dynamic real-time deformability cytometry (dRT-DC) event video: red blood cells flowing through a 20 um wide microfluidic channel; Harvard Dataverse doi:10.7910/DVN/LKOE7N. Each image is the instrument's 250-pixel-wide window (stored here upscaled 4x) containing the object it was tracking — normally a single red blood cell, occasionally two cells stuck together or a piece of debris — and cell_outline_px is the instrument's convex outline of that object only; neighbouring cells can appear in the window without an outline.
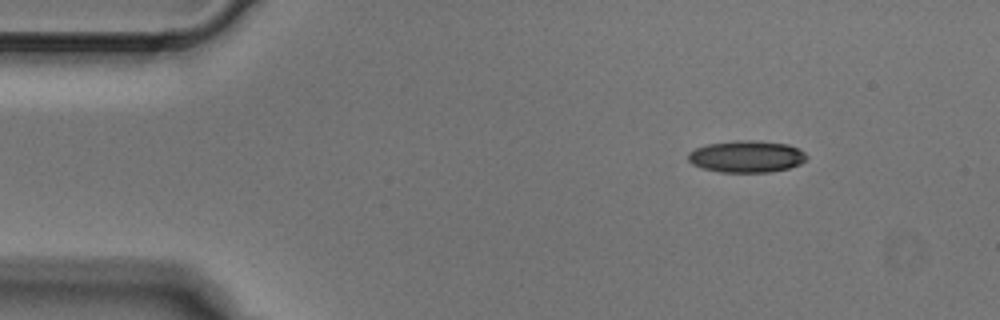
{"species": "Egyptian fruit bat (a non-hibernating species)", "species_latin": "Rousettus aegyptiacus", "temperature_condition": "cold", "stored_images_in_passage": 3, "camera_frame_rate_fps": 3000, "um_per_image_px": 0.085, "animal": {"sex": "male"}, "frame": {"image": 1, "passage_image": 1, "time_ms": 0.0, "image_size_px": [1000, 320], "cell_outline_px": [[808, 156], [800, 164], [788, 168], [768, 172], [720, 172], [704, 168], [692, 164], [688, 160], [688, 152], [696, 148], [708, 144], [736, 140], [752, 140], [788, 144], [804, 152]], "centroid_in_image_um": [63.44, 13.3], "position_along_channel_um": 21.6, "area_um2": 21.85}}
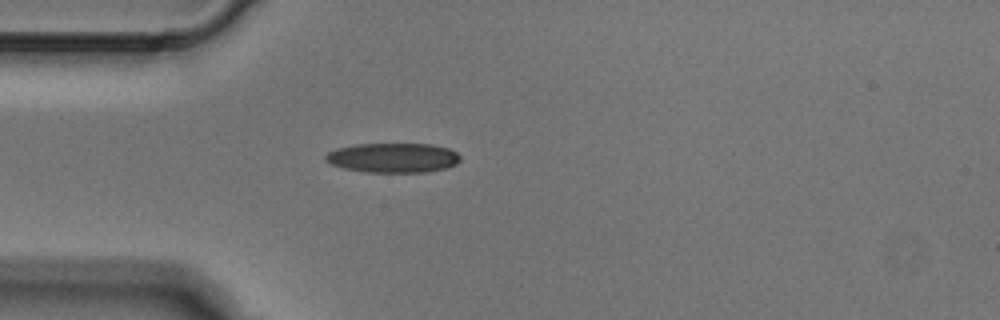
{"frame": {"image": 2, "passage_image": 3, "time_ms": 0.667, "image_size_px": [1000, 320], "cell_outline_px": [[460, 160], [456, 164], [444, 168], [424, 172], [368, 172], [344, 168], [332, 164], [324, 160], [324, 156], [328, 152], [336, 148], [356, 144], [432, 144], [448, 148], [456, 152], [460, 156]], "centroid_in_image_um": [33.39, 13.4], "position_along_channel_um": 51.6, "area_um2": 23.18}}